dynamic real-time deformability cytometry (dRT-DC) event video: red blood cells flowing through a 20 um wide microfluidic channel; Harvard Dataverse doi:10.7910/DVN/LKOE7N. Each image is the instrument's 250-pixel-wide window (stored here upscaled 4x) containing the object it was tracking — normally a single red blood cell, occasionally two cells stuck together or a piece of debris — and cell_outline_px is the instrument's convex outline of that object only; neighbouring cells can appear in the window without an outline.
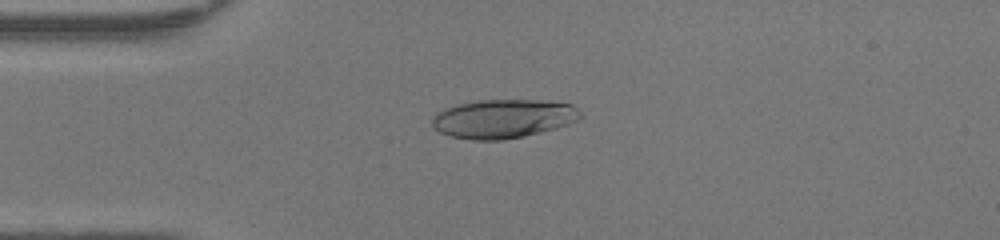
{"species": "human", "species_latin": "Homo sapiens", "temperature_condition": "warm", "stored_images_in_passage": 41, "camera_frame_rate_fps": 3000, "um_per_image_px": 0.085, "donor": {"sex": "female"}, "frame": {"image": 1, "passage_image": 5, "time_ms": 1.333, "image_size_px": [1000, 240], "cell_outline_px": [[584, 116], [580, 120], [556, 128], [524, 136], [504, 140], [472, 140], [448, 136], [440, 132], [432, 124], [432, 116], [436, 112], [444, 108], [456, 104], [480, 100], [540, 100], [572, 104]], "centroid_in_image_um": [42.77, 10.09], "position_along_channel_um": 42.2, "area_um2": 33.81}}
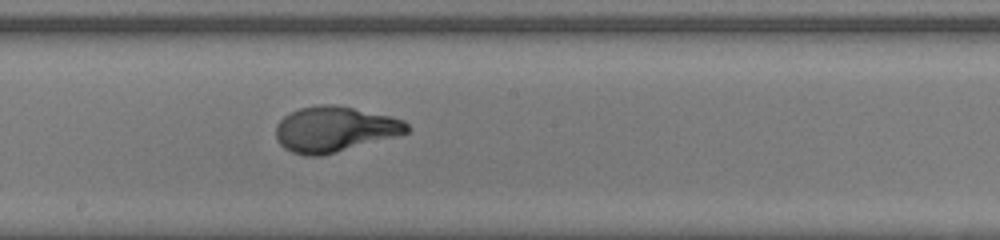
{"frame": {"image": 2, "passage_image": 19, "time_ms": 6.0, "image_size_px": [1000, 240], "cell_outline_px": [[408, 132], [396, 136], [336, 152], [320, 156], [304, 156], [292, 152], [284, 148], [276, 140], [276, 124], [284, 116], [300, 108], [320, 104], [332, 104], [392, 116], [404, 120], [408, 124]], "centroid_in_image_um": [28.42, 10.98], "position_along_channel_um": 219.8, "area_um2": 34.56}}
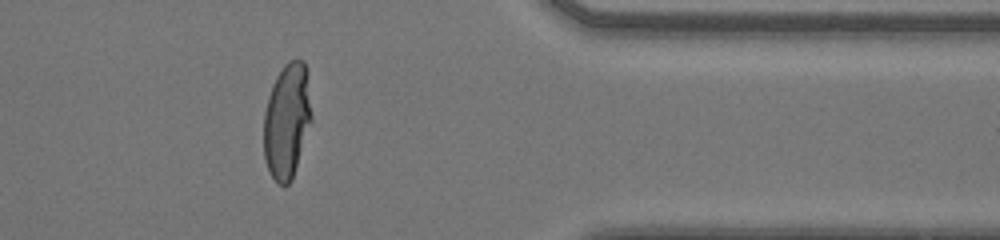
{"frame": {"image": 3, "passage_image": 32, "time_ms": 10.333, "image_size_px": [1000, 240], "cell_outline_px": [[312, 120], [292, 180], [288, 184], [280, 184], [272, 176], [264, 160], [264, 112], [268, 96], [272, 84], [276, 76], [284, 64], [288, 60], [304, 60], [308, 72], [312, 112]], "centroid_in_image_um": [24.41, 10.22], "position_along_channel_um": 387.0, "area_um2": 32.43}, "authors_computed_cell_mechanics": {"area_um2": 33.6396, "velocity_mm_per_s": 4.316, "shape_relaxation_time_tau1_ms": 4.4143, "shape_relaxation_time_tau2_ms": null, "deformation_change_tau1": 0.2601, "deformation_change_tau2": null}}